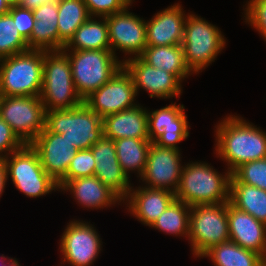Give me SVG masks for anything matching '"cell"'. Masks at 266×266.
Returning <instances> with one entry per match:
<instances>
[{
	"instance_id": "ab89813d",
	"label": "cell",
	"mask_w": 266,
	"mask_h": 266,
	"mask_svg": "<svg viewBox=\"0 0 266 266\" xmlns=\"http://www.w3.org/2000/svg\"><path fill=\"white\" fill-rule=\"evenodd\" d=\"M49 1L54 0H22L19 5L25 9L33 11Z\"/></svg>"
},
{
	"instance_id": "836d02e7",
	"label": "cell",
	"mask_w": 266,
	"mask_h": 266,
	"mask_svg": "<svg viewBox=\"0 0 266 266\" xmlns=\"http://www.w3.org/2000/svg\"><path fill=\"white\" fill-rule=\"evenodd\" d=\"M95 160L91 149L78 150L66 174L57 182L59 189L69 180L95 175Z\"/></svg>"
},
{
	"instance_id": "f35d334b",
	"label": "cell",
	"mask_w": 266,
	"mask_h": 266,
	"mask_svg": "<svg viewBox=\"0 0 266 266\" xmlns=\"http://www.w3.org/2000/svg\"><path fill=\"white\" fill-rule=\"evenodd\" d=\"M25 144L13 132L12 128L0 116V158L18 151Z\"/></svg>"
},
{
	"instance_id": "52a82bcc",
	"label": "cell",
	"mask_w": 266,
	"mask_h": 266,
	"mask_svg": "<svg viewBox=\"0 0 266 266\" xmlns=\"http://www.w3.org/2000/svg\"><path fill=\"white\" fill-rule=\"evenodd\" d=\"M71 63L72 78L78 95L84 100L107 83L123 66L111 50H62Z\"/></svg>"
},
{
	"instance_id": "8992f818",
	"label": "cell",
	"mask_w": 266,
	"mask_h": 266,
	"mask_svg": "<svg viewBox=\"0 0 266 266\" xmlns=\"http://www.w3.org/2000/svg\"><path fill=\"white\" fill-rule=\"evenodd\" d=\"M45 127L62 134L77 150L90 149L104 136L102 118L84 102L72 109L46 111Z\"/></svg>"
},
{
	"instance_id": "d590c367",
	"label": "cell",
	"mask_w": 266,
	"mask_h": 266,
	"mask_svg": "<svg viewBox=\"0 0 266 266\" xmlns=\"http://www.w3.org/2000/svg\"><path fill=\"white\" fill-rule=\"evenodd\" d=\"M243 7L245 23L255 28L266 41V0H252Z\"/></svg>"
},
{
	"instance_id": "f1b7e54d",
	"label": "cell",
	"mask_w": 266,
	"mask_h": 266,
	"mask_svg": "<svg viewBox=\"0 0 266 266\" xmlns=\"http://www.w3.org/2000/svg\"><path fill=\"white\" fill-rule=\"evenodd\" d=\"M90 17L83 0H59V51L65 47L76 30Z\"/></svg>"
},
{
	"instance_id": "9a60e30c",
	"label": "cell",
	"mask_w": 266,
	"mask_h": 266,
	"mask_svg": "<svg viewBox=\"0 0 266 266\" xmlns=\"http://www.w3.org/2000/svg\"><path fill=\"white\" fill-rule=\"evenodd\" d=\"M123 67L131 75L137 95L140 89L160 100L182 95V82L175 75L149 65L141 57L125 60Z\"/></svg>"
},
{
	"instance_id": "9c48e42d",
	"label": "cell",
	"mask_w": 266,
	"mask_h": 266,
	"mask_svg": "<svg viewBox=\"0 0 266 266\" xmlns=\"http://www.w3.org/2000/svg\"><path fill=\"white\" fill-rule=\"evenodd\" d=\"M229 240L227 202L191 206L188 241L194 257Z\"/></svg>"
},
{
	"instance_id": "ee69618b",
	"label": "cell",
	"mask_w": 266,
	"mask_h": 266,
	"mask_svg": "<svg viewBox=\"0 0 266 266\" xmlns=\"http://www.w3.org/2000/svg\"><path fill=\"white\" fill-rule=\"evenodd\" d=\"M5 1L11 7V6L19 5L22 0H5Z\"/></svg>"
},
{
	"instance_id": "3957f363",
	"label": "cell",
	"mask_w": 266,
	"mask_h": 266,
	"mask_svg": "<svg viewBox=\"0 0 266 266\" xmlns=\"http://www.w3.org/2000/svg\"><path fill=\"white\" fill-rule=\"evenodd\" d=\"M44 51L28 50L0 59V96L40 97Z\"/></svg>"
},
{
	"instance_id": "ba28073f",
	"label": "cell",
	"mask_w": 266,
	"mask_h": 266,
	"mask_svg": "<svg viewBox=\"0 0 266 266\" xmlns=\"http://www.w3.org/2000/svg\"><path fill=\"white\" fill-rule=\"evenodd\" d=\"M7 172L18 191L26 197L37 198L60 191L58 183L46 173L37 152L30 144L4 158Z\"/></svg>"
},
{
	"instance_id": "60d3db41",
	"label": "cell",
	"mask_w": 266,
	"mask_h": 266,
	"mask_svg": "<svg viewBox=\"0 0 266 266\" xmlns=\"http://www.w3.org/2000/svg\"><path fill=\"white\" fill-rule=\"evenodd\" d=\"M7 183V172L4 163V159L0 158V197L4 192V188L6 187Z\"/></svg>"
},
{
	"instance_id": "b9f144b4",
	"label": "cell",
	"mask_w": 266,
	"mask_h": 266,
	"mask_svg": "<svg viewBox=\"0 0 266 266\" xmlns=\"http://www.w3.org/2000/svg\"><path fill=\"white\" fill-rule=\"evenodd\" d=\"M10 6L6 3L5 0H0V15L8 13Z\"/></svg>"
},
{
	"instance_id": "4fadbf2b",
	"label": "cell",
	"mask_w": 266,
	"mask_h": 266,
	"mask_svg": "<svg viewBox=\"0 0 266 266\" xmlns=\"http://www.w3.org/2000/svg\"><path fill=\"white\" fill-rule=\"evenodd\" d=\"M127 6L123 11L106 17L110 50L116 56V50L126 57L122 63L134 57H140L146 45V20L130 12Z\"/></svg>"
},
{
	"instance_id": "7c38bea8",
	"label": "cell",
	"mask_w": 266,
	"mask_h": 266,
	"mask_svg": "<svg viewBox=\"0 0 266 266\" xmlns=\"http://www.w3.org/2000/svg\"><path fill=\"white\" fill-rule=\"evenodd\" d=\"M136 96L133 79L122 66L107 83L92 92L83 102L103 119L136 106Z\"/></svg>"
},
{
	"instance_id": "6da1fadb",
	"label": "cell",
	"mask_w": 266,
	"mask_h": 266,
	"mask_svg": "<svg viewBox=\"0 0 266 266\" xmlns=\"http://www.w3.org/2000/svg\"><path fill=\"white\" fill-rule=\"evenodd\" d=\"M244 119L231 114L214 126V153L231 174L242 164L266 158V132Z\"/></svg>"
},
{
	"instance_id": "f6af8a7d",
	"label": "cell",
	"mask_w": 266,
	"mask_h": 266,
	"mask_svg": "<svg viewBox=\"0 0 266 266\" xmlns=\"http://www.w3.org/2000/svg\"><path fill=\"white\" fill-rule=\"evenodd\" d=\"M6 266H21L20 263L18 262V260L13 259L11 260Z\"/></svg>"
},
{
	"instance_id": "f546056e",
	"label": "cell",
	"mask_w": 266,
	"mask_h": 266,
	"mask_svg": "<svg viewBox=\"0 0 266 266\" xmlns=\"http://www.w3.org/2000/svg\"><path fill=\"white\" fill-rule=\"evenodd\" d=\"M190 209L191 206L175 198L150 228L188 239Z\"/></svg>"
},
{
	"instance_id": "e575fe53",
	"label": "cell",
	"mask_w": 266,
	"mask_h": 266,
	"mask_svg": "<svg viewBox=\"0 0 266 266\" xmlns=\"http://www.w3.org/2000/svg\"><path fill=\"white\" fill-rule=\"evenodd\" d=\"M189 123L185 111L175 120V125L164 127V133L154 142L158 146L179 150L178 143L189 137Z\"/></svg>"
},
{
	"instance_id": "ac0fdd59",
	"label": "cell",
	"mask_w": 266,
	"mask_h": 266,
	"mask_svg": "<svg viewBox=\"0 0 266 266\" xmlns=\"http://www.w3.org/2000/svg\"><path fill=\"white\" fill-rule=\"evenodd\" d=\"M188 14H185V10L179 3L155 13L146 22V45H180L183 42L184 25Z\"/></svg>"
},
{
	"instance_id": "7402d4cb",
	"label": "cell",
	"mask_w": 266,
	"mask_h": 266,
	"mask_svg": "<svg viewBox=\"0 0 266 266\" xmlns=\"http://www.w3.org/2000/svg\"><path fill=\"white\" fill-rule=\"evenodd\" d=\"M104 137L149 139L147 109L140 104L102 119Z\"/></svg>"
},
{
	"instance_id": "30bf717a",
	"label": "cell",
	"mask_w": 266,
	"mask_h": 266,
	"mask_svg": "<svg viewBox=\"0 0 266 266\" xmlns=\"http://www.w3.org/2000/svg\"><path fill=\"white\" fill-rule=\"evenodd\" d=\"M0 116L24 144L44 130L46 110L40 97L0 96Z\"/></svg>"
},
{
	"instance_id": "603a6c76",
	"label": "cell",
	"mask_w": 266,
	"mask_h": 266,
	"mask_svg": "<svg viewBox=\"0 0 266 266\" xmlns=\"http://www.w3.org/2000/svg\"><path fill=\"white\" fill-rule=\"evenodd\" d=\"M58 5L59 0L49 1L32 11L35 24L27 40L29 50L59 51Z\"/></svg>"
},
{
	"instance_id": "484cf974",
	"label": "cell",
	"mask_w": 266,
	"mask_h": 266,
	"mask_svg": "<svg viewBox=\"0 0 266 266\" xmlns=\"http://www.w3.org/2000/svg\"><path fill=\"white\" fill-rule=\"evenodd\" d=\"M203 257L211 260L214 266H266L263 256L230 240L211 247Z\"/></svg>"
},
{
	"instance_id": "5bb4252c",
	"label": "cell",
	"mask_w": 266,
	"mask_h": 266,
	"mask_svg": "<svg viewBox=\"0 0 266 266\" xmlns=\"http://www.w3.org/2000/svg\"><path fill=\"white\" fill-rule=\"evenodd\" d=\"M181 152L174 148L161 147L151 142L147 163L139 181L143 186L165 189L175 193L179 187L183 166Z\"/></svg>"
},
{
	"instance_id": "d6986e66",
	"label": "cell",
	"mask_w": 266,
	"mask_h": 266,
	"mask_svg": "<svg viewBox=\"0 0 266 266\" xmlns=\"http://www.w3.org/2000/svg\"><path fill=\"white\" fill-rule=\"evenodd\" d=\"M174 199L175 193L165 189L148 188L142 184L139 187H131L123 204H126L127 212L136 217L137 221L151 227Z\"/></svg>"
},
{
	"instance_id": "d6a6232c",
	"label": "cell",
	"mask_w": 266,
	"mask_h": 266,
	"mask_svg": "<svg viewBox=\"0 0 266 266\" xmlns=\"http://www.w3.org/2000/svg\"><path fill=\"white\" fill-rule=\"evenodd\" d=\"M230 183H245L266 191V158L242 164L231 174Z\"/></svg>"
},
{
	"instance_id": "bcb514c9",
	"label": "cell",
	"mask_w": 266,
	"mask_h": 266,
	"mask_svg": "<svg viewBox=\"0 0 266 266\" xmlns=\"http://www.w3.org/2000/svg\"><path fill=\"white\" fill-rule=\"evenodd\" d=\"M129 7L132 6L133 1L135 0H123Z\"/></svg>"
},
{
	"instance_id": "7bdbcfd3",
	"label": "cell",
	"mask_w": 266,
	"mask_h": 266,
	"mask_svg": "<svg viewBox=\"0 0 266 266\" xmlns=\"http://www.w3.org/2000/svg\"><path fill=\"white\" fill-rule=\"evenodd\" d=\"M14 258L6 257L3 254L0 256V266H6Z\"/></svg>"
},
{
	"instance_id": "74e56055",
	"label": "cell",
	"mask_w": 266,
	"mask_h": 266,
	"mask_svg": "<svg viewBox=\"0 0 266 266\" xmlns=\"http://www.w3.org/2000/svg\"><path fill=\"white\" fill-rule=\"evenodd\" d=\"M8 13L12 16L18 32L27 41L31 37L35 24L33 12L21 7L20 5H16L11 6Z\"/></svg>"
},
{
	"instance_id": "8d00e7d4",
	"label": "cell",
	"mask_w": 266,
	"mask_h": 266,
	"mask_svg": "<svg viewBox=\"0 0 266 266\" xmlns=\"http://www.w3.org/2000/svg\"><path fill=\"white\" fill-rule=\"evenodd\" d=\"M93 17H107L123 11L128 5L123 0H83Z\"/></svg>"
},
{
	"instance_id": "8fae6325",
	"label": "cell",
	"mask_w": 266,
	"mask_h": 266,
	"mask_svg": "<svg viewBox=\"0 0 266 266\" xmlns=\"http://www.w3.org/2000/svg\"><path fill=\"white\" fill-rule=\"evenodd\" d=\"M102 240L94 225L83 220L68 223L62 233L59 249L62 262L70 266H91L102 250Z\"/></svg>"
},
{
	"instance_id": "e0dca14e",
	"label": "cell",
	"mask_w": 266,
	"mask_h": 266,
	"mask_svg": "<svg viewBox=\"0 0 266 266\" xmlns=\"http://www.w3.org/2000/svg\"><path fill=\"white\" fill-rule=\"evenodd\" d=\"M90 149L96 163L95 176L124 200L132 185L118 162L114 141L103 136Z\"/></svg>"
},
{
	"instance_id": "cb8c5ba5",
	"label": "cell",
	"mask_w": 266,
	"mask_h": 266,
	"mask_svg": "<svg viewBox=\"0 0 266 266\" xmlns=\"http://www.w3.org/2000/svg\"><path fill=\"white\" fill-rule=\"evenodd\" d=\"M140 57L149 65L175 75L181 82L193 75L185 63L181 44L146 46Z\"/></svg>"
},
{
	"instance_id": "4316f807",
	"label": "cell",
	"mask_w": 266,
	"mask_h": 266,
	"mask_svg": "<svg viewBox=\"0 0 266 266\" xmlns=\"http://www.w3.org/2000/svg\"><path fill=\"white\" fill-rule=\"evenodd\" d=\"M116 155L122 171L130 178L134 171L141 177L146 167L148 150L151 142L149 139L121 138L114 140Z\"/></svg>"
},
{
	"instance_id": "7a4b0ae2",
	"label": "cell",
	"mask_w": 266,
	"mask_h": 266,
	"mask_svg": "<svg viewBox=\"0 0 266 266\" xmlns=\"http://www.w3.org/2000/svg\"><path fill=\"white\" fill-rule=\"evenodd\" d=\"M210 165L205 161L184 164L175 198L188 206L229 202L231 173L221 174Z\"/></svg>"
},
{
	"instance_id": "d4e9b609",
	"label": "cell",
	"mask_w": 266,
	"mask_h": 266,
	"mask_svg": "<svg viewBox=\"0 0 266 266\" xmlns=\"http://www.w3.org/2000/svg\"><path fill=\"white\" fill-rule=\"evenodd\" d=\"M62 50H110L106 17L91 16L76 30Z\"/></svg>"
},
{
	"instance_id": "83f0119b",
	"label": "cell",
	"mask_w": 266,
	"mask_h": 266,
	"mask_svg": "<svg viewBox=\"0 0 266 266\" xmlns=\"http://www.w3.org/2000/svg\"><path fill=\"white\" fill-rule=\"evenodd\" d=\"M229 202L266 224V191L245 183H230Z\"/></svg>"
},
{
	"instance_id": "277c9868",
	"label": "cell",
	"mask_w": 266,
	"mask_h": 266,
	"mask_svg": "<svg viewBox=\"0 0 266 266\" xmlns=\"http://www.w3.org/2000/svg\"><path fill=\"white\" fill-rule=\"evenodd\" d=\"M226 37L215 25L195 13H189L181 43L185 63L193 74L203 72L226 46Z\"/></svg>"
},
{
	"instance_id": "44dd1931",
	"label": "cell",
	"mask_w": 266,
	"mask_h": 266,
	"mask_svg": "<svg viewBox=\"0 0 266 266\" xmlns=\"http://www.w3.org/2000/svg\"><path fill=\"white\" fill-rule=\"evenodd\" d=\"M59 190L69 191L77 204L92 210L123 203V200L95 175L69 180Z\"/></svg>"
},
{
	"instance_id": "4dcf8cb0",
	"label": "cell",
	"mask_w": 266,
	"mask_h": 266,
	"mask_svg": "<svg viewBox=\"0 0 266 266\" xmlns=\"http://www.w3.org/2000/svg\"><path fill=\"white\" fill-rule=\"evenodd\" d=\"M29 50L9 13L0 15V59Z\"/></svg>"
},
{
	"instance_id": "ffe728a7",
	"label": "cell",
	"mask_w": 266,
	"mask_h": 266,
	"mask_svg": "<svg viewBox=\"0 0 266 266\" xmlns=\"http://www.w3.org/2000/svg\"><path fill=\"white\" fill-rule=\"evenodd\" d=\"M230 241L266 259V224L227 202Z\"/></svg>"
},
{
	"instance_id": "2e32d148",
	"label": "cell",
	"mask_w": 266,
	"mask_h": 266,
	"mask_svg": "<svg viewBox=\"0 0 266 266\" xmlns=\"http://www.w3.org/2000/svg\"><path fill=\"white\" fill-rule=\"evenodd\" d=\"M30 145L37 152L46 173L56 182L66 174L78 151L62 134L52 133L46 127Z\"/></svg>"
},
{
	"instance_id": "1f68e13d",
	"label": "cell",
	"mask_w": 266,
	"mask_h": 266,
	"mask_svg": "<svg viewBox=\"0 0 266 266\" xmlns=\"http://www.w3.org/2000/svg\"><path fill=\"white\" fill-rule=\"evenodd\" d=\"M184 111V105L176 102L154 111L147 110L150 142H155L164 133L165 126L175 125V120Z\"/></svg>"
},
{
	"instance_id": "5b68a950",
	"label": "cell",
	"mask_w": 266,
	"mask_h": 266,
	"mask_svg": "<svg viewBox=\"0 0 266 266\" xmlns=\"http://www.w3.org/2000/svg\"><path fill=\"white\" fill-rule=\"evenodd\" d=\"M40 99L45 110L72 109L83 103L72 78L69 57L62 51H44Z\"/></svg>"
}]
</instances>
